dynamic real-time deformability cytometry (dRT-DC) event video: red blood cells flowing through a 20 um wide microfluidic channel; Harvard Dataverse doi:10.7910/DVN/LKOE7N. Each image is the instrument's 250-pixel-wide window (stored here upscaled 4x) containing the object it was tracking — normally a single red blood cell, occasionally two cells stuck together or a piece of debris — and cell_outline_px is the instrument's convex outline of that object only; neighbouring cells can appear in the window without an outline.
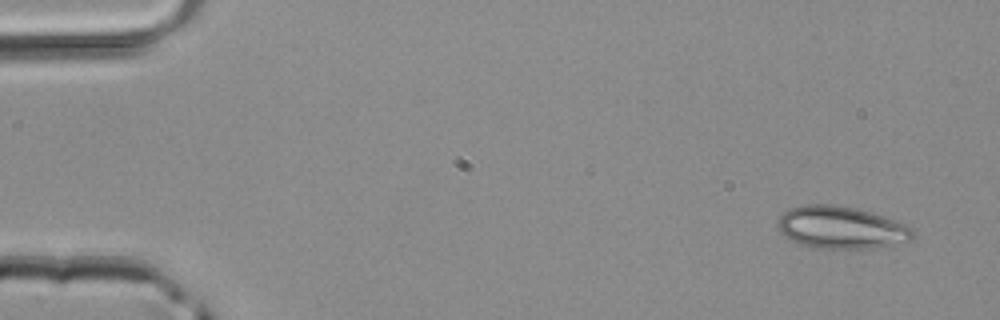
{"species": "common noctule bat (a hibernating species)", "species_latin": "Nyctalus noctula", "temperature_condition": "room temperature", "stored_images_in_passage": 5, "camera_frame_rate_fps": 3000, "um_per_image_px": 0.085, "animal": {"sex": "male", "body_mass_g": 20.4}, "frame": {"image": 1, "passage_image": 1, "time_ms": 0.0, "image_size_px": [1000, 320], "cell_outline_px": [[916, 236], [908, 240], [884, 248], [820, 248], [800, 244], [784, 236], [780, 232], [776, 224], [776, 220], [788, 208], [804, 204], [832, 204], [856, 208], [872, 212], [896, 220], [912, 228], [916, 232]], "centroid_in_image_um": [71.5, 19.33], "position_along_channel_um": 13.5, "area_um2": 33.76}}
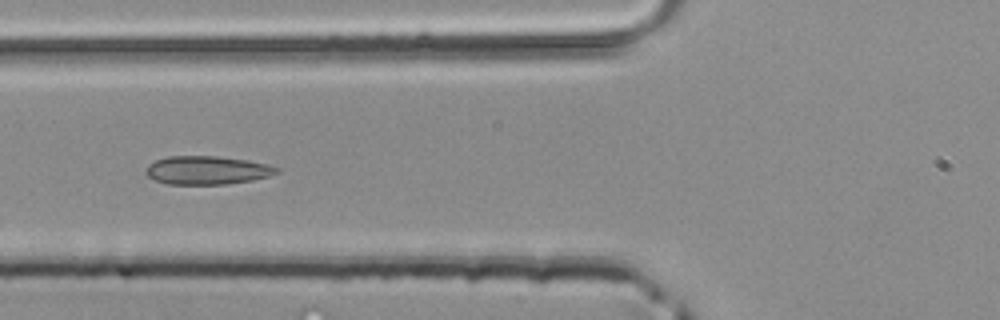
{"frame": {"image": 2, "passage_image": 5, "time_ms": 1.333, "image_size_px": [1000, 320], "cell_outline_px": [[280, 172], [268, 176], [252, 180], [224, 184], [168, 184], [156, 180], [148, 176], [144, 172], [144, 168], [148, 164], [156, 160], [168, 156], [216, 156], [248, 160], [268, 164], [280, 168]], "centroid_in_image_um": [17.59, 14.46], "position_along_channel_um": 108.2, "area_um2": 21.73}}